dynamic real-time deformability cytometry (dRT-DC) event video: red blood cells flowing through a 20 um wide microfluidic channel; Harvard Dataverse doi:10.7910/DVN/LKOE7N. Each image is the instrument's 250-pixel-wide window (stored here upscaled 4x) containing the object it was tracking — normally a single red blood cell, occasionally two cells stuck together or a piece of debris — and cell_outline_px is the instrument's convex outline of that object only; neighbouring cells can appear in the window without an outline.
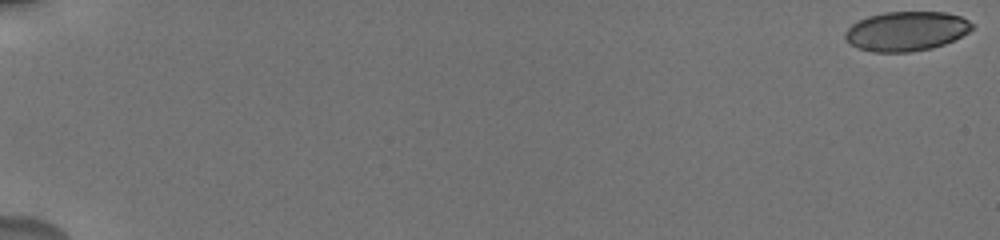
{"species": "human", "species_latin": "Homo sapiens", "temperature_condition": "cold", "stored_images_in_passage": 29, "camera_frame_rate_fps": 3000, "um_per_image_px": 0.085, "donor": {"sex": "male"}, "frame": {"image": 1, "passage_image": 1, "time_ms": 0.0, "image_size_px": [1000, 240], "cell_outline_px": [[976, 24], [968, 32], [944, 44], [932, 48], [912, 52], [872, 52], [856, 48], [844, 36], [844, 32], [852, 24], [868, 16], [884, 12], [944, 12], [960, 16]], "centroid_in_image_um": [77.03, 2.65], "position_along_channel_um": 8.0, "area_um2": 29.19}}
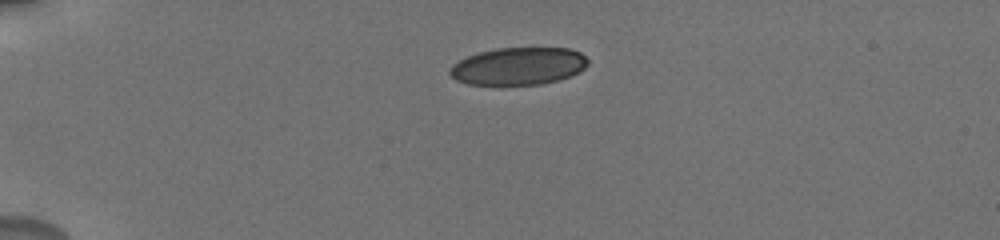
{"frame": {"image": 2, "passage_image": 28, "time_ms": 5.0, "image_size_px": [1000, 240], "cell_outline_px": [[588, 64], [584, 68], [572, 76], [540, 84], [468, 84], [456, 80], [448, 72], [452, 64], [468, 56], [480, 52], [496, 48], [568, 48], [580, 52], [588, 60]], "centroid_in_image_um": [44.07, 5.61], "position_along_channel_um": 40.9, "area_um2": 29.94}}